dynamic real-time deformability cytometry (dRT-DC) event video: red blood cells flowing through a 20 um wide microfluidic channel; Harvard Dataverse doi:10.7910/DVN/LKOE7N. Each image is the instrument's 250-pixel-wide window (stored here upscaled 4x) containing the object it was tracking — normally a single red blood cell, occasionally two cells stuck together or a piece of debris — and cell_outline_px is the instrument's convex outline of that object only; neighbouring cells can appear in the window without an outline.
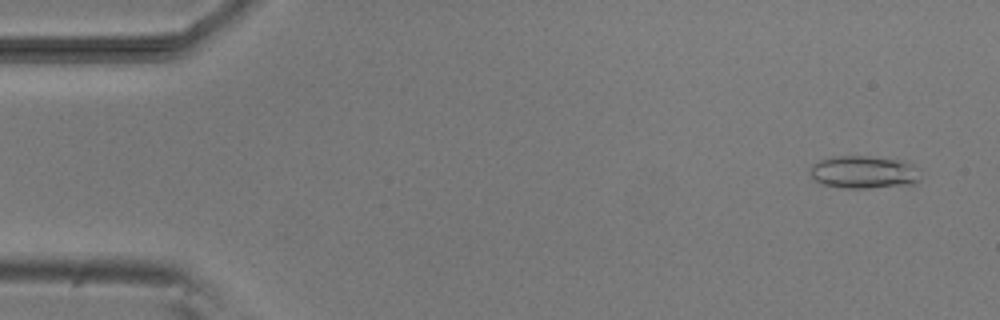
{"species": "common noctule bat (a hibernating species)", "species_latin": "Nyctalus noctula", "temperature_condition": "room temperature", "stored_images_in_passage": 7, "camera_frame_rate_fps": 3000, "um_per_image_px": 0.085, "animal": {"sex": "male", "body_mass_g": 20.5, "forearm_length_mm": 52.5}, "frame": {"image": 1, "passage_image": 1, "time_ms": 0.0, "image_size_px": [1000, 320], "cell_outline_px": [[920, 180], [912, 184], [868, 188], [844, 188], [824, 184], [816, 180], [812, 176], [812, 164], [820, 160], [832, 156], [864, 156], [904, 160], [912, 164]], "centroid_in_image_um": [73.42, 14.62], "position_along_channel_um": 11.6, "area_um2": 20.69}}
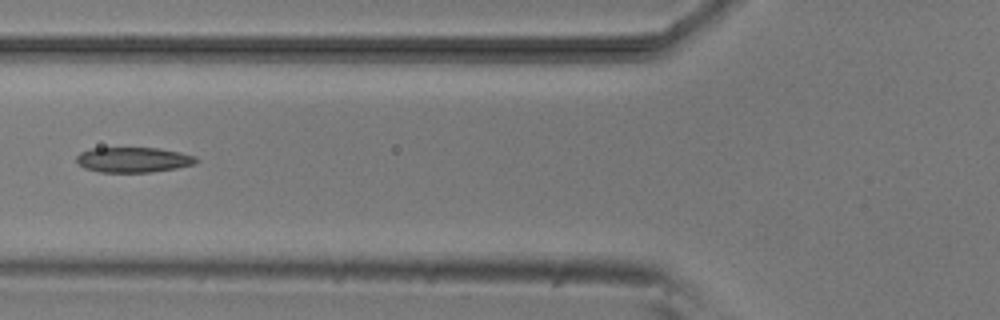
{"frame": {"image": 2, "passage_image": 6, "time_ms": 5.667, "image_size_px": [1000, 320], "cell_outline_px": [[200, 160], [196, 164], [176, 168], [148, 172], [100, 172], [84, 168], [76, 160], [76, 156], [80, 152], [88, 148], [156, 148], [180, 152], [196, 156]], "centroid_in_image_um": [11.34, 13.57], "position_along_channel_um": 114.5, "area_um2": 17.63}}
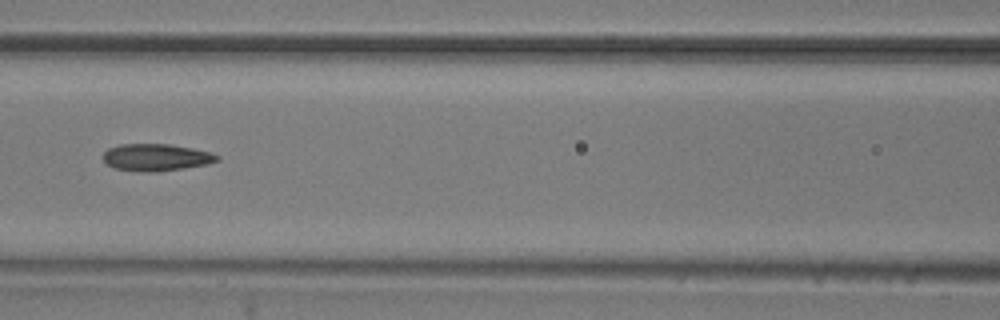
{"frame": {"image": 3, "passage_image": 7, "time_ms": 6.667, "image_size_px": [1000, 320], "cell_outline_px": [[220, 160], [208, 164], [184, 168], [156, 172], [140, 172], [116, 168], [104, 164], [104, 152], [108, 148], [120, 144], [168, 144], [192, 148], [208, 152], [220, 156]], "centroid_in_image_um": [13.26, 13.38], "position_along_channel_um": 153.3, "area_um2": 18.03}}